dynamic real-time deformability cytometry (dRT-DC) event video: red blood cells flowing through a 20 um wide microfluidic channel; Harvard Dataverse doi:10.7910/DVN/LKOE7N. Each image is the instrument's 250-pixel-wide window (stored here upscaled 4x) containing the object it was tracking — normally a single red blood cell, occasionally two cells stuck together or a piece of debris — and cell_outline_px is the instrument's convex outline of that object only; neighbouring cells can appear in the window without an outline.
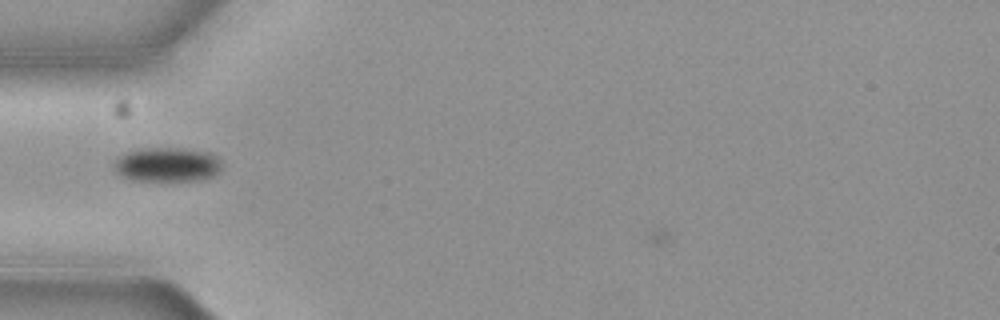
{"species": "common noctule bat (a hibernating species)", "species_latin": "Nyctalus noctula", "temperature_condition": "cold", "stored_images_in_passage": 4, "camera_frame_rate_fps": 3000, "um_per_image_px": 0.085, "animal": {"sex": "female", "body_mass_g": 19.3, "forearm_length_mm": 54.1}, "frame": {"image": 1, "passage_image": 3, "time_ms": 0.667, "image_size_px": [1000, 320], "cell_outline_px": [[220, 168], [212, 176], [200, 180], [132, 180], [116, 172], [116, 160], [120, 156], [128, 152], [140, 148], [184, 148], [208, 152], [216, 156], [220, 160]], "centroid_in_image_um": [14.23, 13.98], "position_along_channel_um": 70.8, "area_um2": 21.15}}